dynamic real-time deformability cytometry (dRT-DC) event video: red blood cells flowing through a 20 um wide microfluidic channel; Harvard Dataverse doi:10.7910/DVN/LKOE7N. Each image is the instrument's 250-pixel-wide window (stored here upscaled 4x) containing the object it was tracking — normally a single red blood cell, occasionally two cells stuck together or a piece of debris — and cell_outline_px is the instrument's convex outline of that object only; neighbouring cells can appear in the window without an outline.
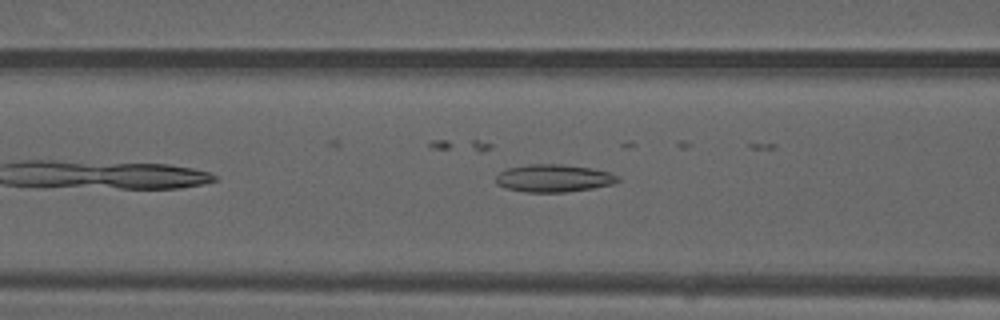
{"species": "common noctule bat (a hibernating species)", "species_latin": "Nyctalus noctula", "temperature_condition": "warm", "stored_images_in_passage": 13, "camera_frame_rate_fps": 3000, "um_per_image_px": 0.085, "animal": {"sex": "male", "forearm_length_mm": 52.5}, "frame": {"image": 1, "passage_image": 7, "time_ms": 2.0, "image_size_px": [1000, 320], "cell_outline_px": [[620, 180], [612, 184], [592, 188], [564, 192], [524, 192], [504, 188], [496, 184], [496, 176], [500, 172], [508, 168], [528, 164], [560, 164], [592, 168], [608, 172], [616, 176]], "centroid_in_image_um": [47.01, 15.15], "position_along_channel_um": 119.6, "area_um2": 19.54}}
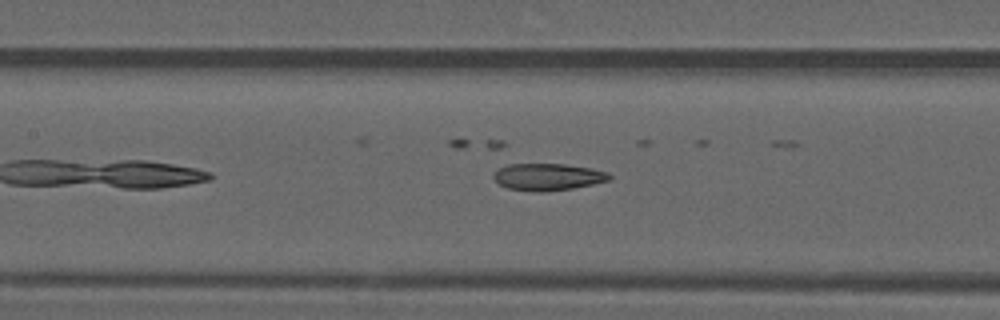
{"frame": {"image": 2, "passage_image": 10, "time_ms": 3.0, "image_size_px": [1000, 320], "cell_outline_px": [[612, 176], [608, 180], [592, 184], [572, 188], [540, 192], [536, 192], [508, 188], [500, 184], [492, 176], [500, 168], [508, 164], [564, 164], [592, 168], [608, 172]], "centroid_in_image_um": [46.58, 15.03], "position_along_channel_um": 160.8, "area_um2": 17.98}}